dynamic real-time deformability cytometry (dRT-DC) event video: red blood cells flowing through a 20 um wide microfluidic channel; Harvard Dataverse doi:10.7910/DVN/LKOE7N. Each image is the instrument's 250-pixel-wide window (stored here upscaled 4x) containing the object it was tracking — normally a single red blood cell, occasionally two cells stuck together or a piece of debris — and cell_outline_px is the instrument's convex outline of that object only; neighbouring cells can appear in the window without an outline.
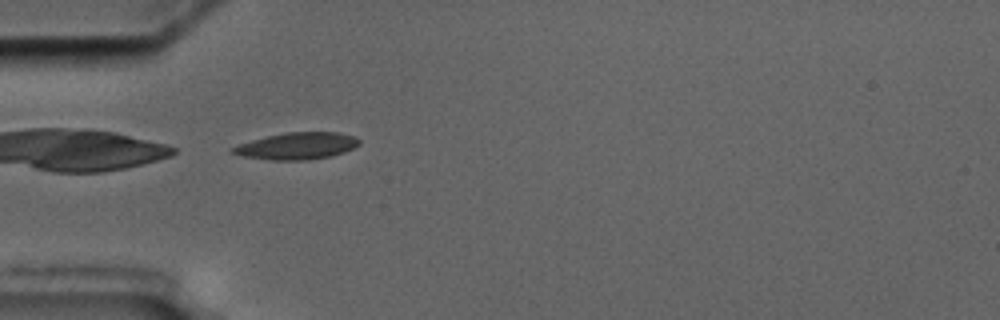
{"species": "common noctule bat (a hibernating species)", "species_latin": "Nyctalus noctula", "temperature_condition": "cold", "stored_images_in_passage": 5, "camera_frame_rate_fps": 3000, "um_per_image_px": 0.085, "animal": {"sex": "male", "body_mass_g": 17.5, "forearm_length_mm": 52.3}, "frame": {"image": 1, "passage_image": 4, "time_ms": 3.667, "image_size_px": [1000, 320], "cell_outline_px": [[360, 144], [344, 152], [332, 156], [304, 160], [268, 160], [244, 156], [232, 152], [232, 148], [240, 144], [252, 140], [268, 136], [288, 132], [340, 132], [352, 136], [360, 140]], "centroid_in_image_um": [25.28, 12.41], "position_along_channel_um": 59.7, "area_um2": 19.54}}